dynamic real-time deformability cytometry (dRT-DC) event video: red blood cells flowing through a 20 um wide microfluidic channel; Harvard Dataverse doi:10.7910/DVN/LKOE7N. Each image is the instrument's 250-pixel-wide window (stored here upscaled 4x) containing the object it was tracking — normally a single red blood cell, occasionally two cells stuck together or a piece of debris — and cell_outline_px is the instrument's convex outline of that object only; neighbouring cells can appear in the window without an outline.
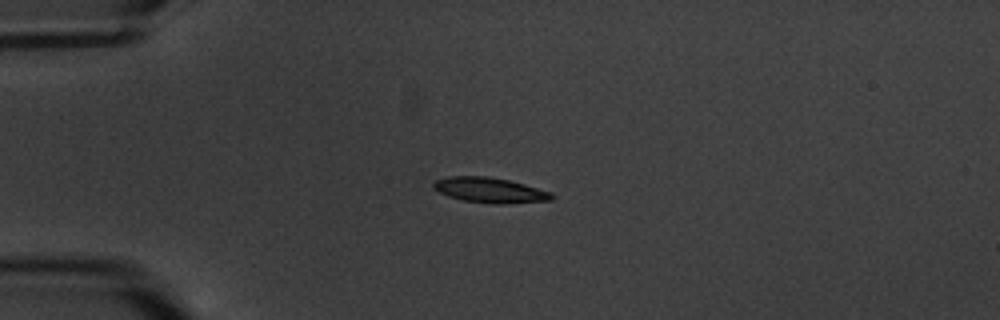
{"species": "common noctule bat (a hibernating species)", "species_latin": "Nyctalus noctula", "temperature_condition": "warm", "stored_images_in_passage": 3, "camera_frame_rate_fps": 3000, "um_per_image_px": 0.085, "animal": {"sex": "male", "body_mass_g": 20.1, "forearm_length_mm": 53.5}, "frame": {"image": 1, "passage_image": 2, "time_ms": 1.333, "image_size_px": [1000, 320], "cell_outline_px": [[556, 196], [552, 200], [504, 204], [496, 204], [464, 200], [448, 196], [432, 188], [432, 184], [436, 180], [448, 176], [488, 176], [508, 180], [524, 184], [552, 192]], "centroid_in_image_um": [41.66, 16.16], "position_along_channel_um": 43.3, "area_um2": 17.4}}